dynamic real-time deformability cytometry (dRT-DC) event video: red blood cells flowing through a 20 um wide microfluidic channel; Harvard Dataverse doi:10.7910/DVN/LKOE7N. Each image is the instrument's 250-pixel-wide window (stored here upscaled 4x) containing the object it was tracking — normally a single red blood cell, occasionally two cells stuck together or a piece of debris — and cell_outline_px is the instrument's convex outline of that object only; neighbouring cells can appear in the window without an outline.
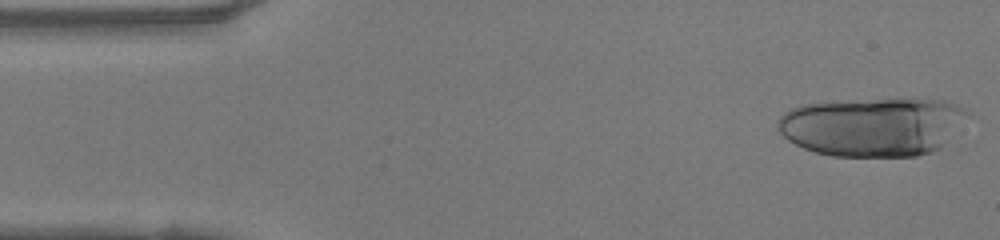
{"species": "human", "species_latin": "Homo sapiens", "temperature_condition": "warm", "stored_images_in_passage": 21, "camera_frame_rate_fps": 3000, "um_per_image_px": 0.085, "donor": {"sex": "female"}, "frame": {"image": 1, "passage_image": 1, "time_ms": 0.0, "image_size_px": [1000, 240], "cell_outline_px": [[968, 112], [940, 148], [932, 152], [916, 156], [832, 156], [816, 152], [804, 148], [788, 140], [776, 128], [776, 124], [780, 116], [784, 112], [792, 108], [804, 104], [876, 100], [944, 100], [956, 104], [964, 108]], "centroid_in_image_um": [74.11, 10.79], "position_along_channel_um": 10.9, "area_um2": 63.87}}